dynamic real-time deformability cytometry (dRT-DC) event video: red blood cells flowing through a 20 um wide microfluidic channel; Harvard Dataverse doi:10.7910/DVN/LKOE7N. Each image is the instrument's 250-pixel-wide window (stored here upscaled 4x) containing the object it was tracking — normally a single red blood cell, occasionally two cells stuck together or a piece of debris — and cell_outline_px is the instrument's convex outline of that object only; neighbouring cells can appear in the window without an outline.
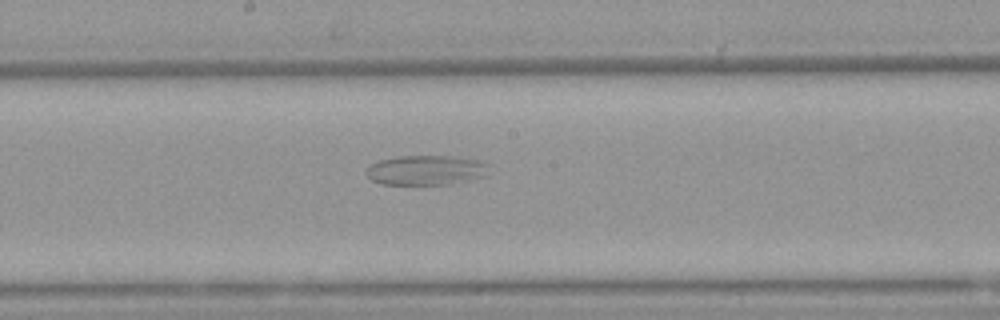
{"species": "Egyptian fruit bat (a non-hibernating species)", "species_latin": "Rousettus aegyptiacus", "temperature_condition": "warm", "stored_images_in_passage": 55, "camera_frame_rate_fps": 3000, "um_per_image_px": 0.085, "animal": {"sex": "female"}, "frame": {"image": 1, "passage_image": 30, "time_ms": 9.667, "image_size_px": [1000, 320], "cell_outline_px": [[488, 176], [448, 184], [380, 184], [372, 180], [364, 172], [368, 164], [380, 160], [396, 156], [452, 156], [480, 160], [488, 164]], "centroid_in_image_um": [36.19, 14.45], "position_along_channel_um": 212.0, "area_um2": 21.5}}
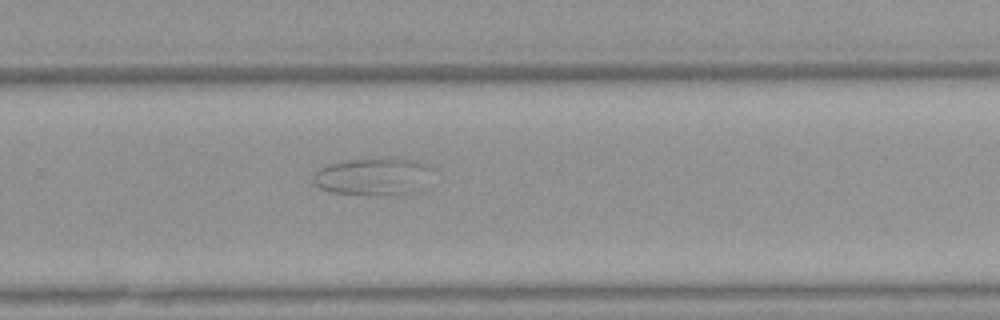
{"frame": {"image": 2, "passage_image": 37, "time_ms": 12.0, "image_size_px": [1000, 320], "cell_outline_px": [[436, 168], [412, 192], [332, 192], [320, 188], [312, 180], [312, 176], [320, 168], [328, 164], [348, 160], [392, 156], [412, 160]], "centroid_in_image_um": [31.67, 14.91], "position_along_channel_um": 298.1, "area_um2": 24.85}}
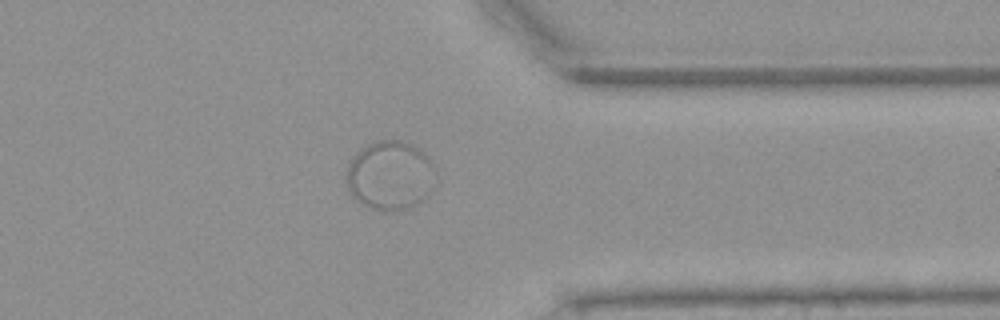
{"frame": {"image": 3, "passage_image": 44, "time_ms": 14.333, "image_size_px": [1000, 320], "cell_outline_px": [[436, 172], [424, 196], [416, 204], [408, 208], [388, 212], [384, 212], [360, 204], [348, 192], [344, 180], [344, 176], [348, 164], [352, 156], [360, 148], [376, 140], [400, 140], [412, 144], [420, 148], [428, 156]], "centroid_in_image_um": [33.06, 14.89], "position_along_channel_um": 378.3, "area_um2": 36.24}}